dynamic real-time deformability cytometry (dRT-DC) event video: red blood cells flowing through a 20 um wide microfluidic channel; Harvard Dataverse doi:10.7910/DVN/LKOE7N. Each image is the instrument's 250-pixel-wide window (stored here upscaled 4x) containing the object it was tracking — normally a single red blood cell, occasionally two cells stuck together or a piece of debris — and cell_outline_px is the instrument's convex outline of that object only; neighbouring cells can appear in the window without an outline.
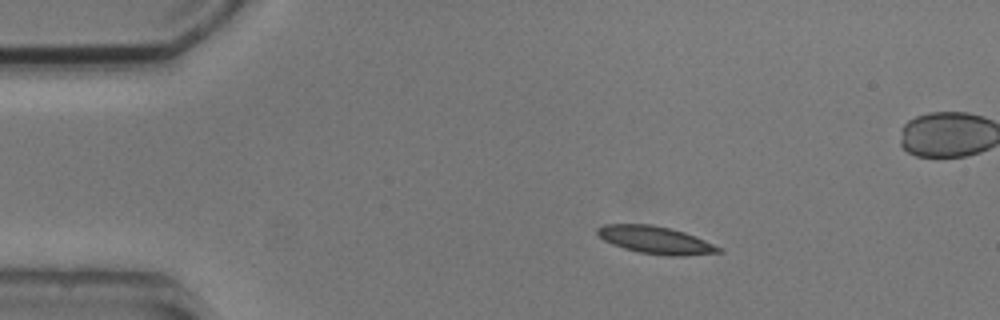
{"species": "common noctule bat (a hibernating species)", "species_latin": "Nyctalus noctula", "temperature_condition": "cold", "stored_images_in_passage": 4, "camera_frame_rate_fps": 3000, "um_per_image_px": 0.085, "animal": {"sex": "male", "body_mass_g": 20.5, "forearm_length_mm": 52.5}, "frame": {"image": 1, "passage_image": 1, "time_ms": 0.0, "image_size_px": [1000, 320], "cell_outline_px": [[724, 252], [684, 256], [668, 256], [640, 252], [624, 248], [612, 244], [604, 240], [596, 232], [596, 228], [604, 224], [652, 224], [684, 232], [724, 248]], "centroid_in_image_um": [55.75, 20.4], "position_along_channel_um": 29.3, "area_um2": 19.42}}